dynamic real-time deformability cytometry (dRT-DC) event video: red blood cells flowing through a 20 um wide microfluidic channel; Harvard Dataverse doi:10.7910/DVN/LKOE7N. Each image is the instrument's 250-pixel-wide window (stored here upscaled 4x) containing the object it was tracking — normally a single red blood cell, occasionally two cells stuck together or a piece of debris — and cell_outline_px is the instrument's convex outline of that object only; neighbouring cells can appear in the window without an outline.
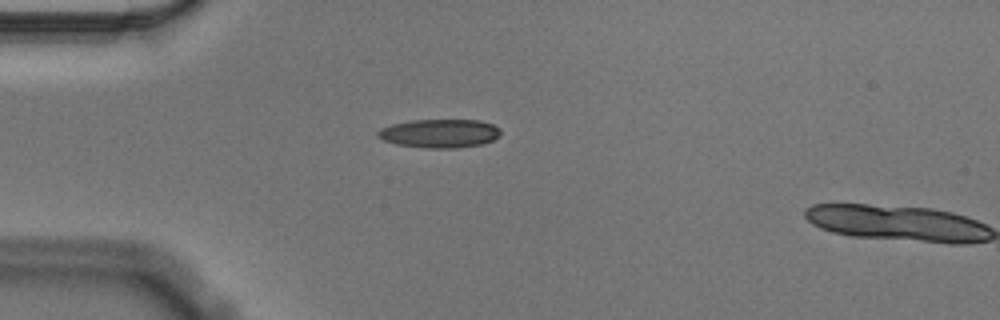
{"species": "Egyptian fruit bat (a non-hibernating species)", "species_latin": "Rousettus aegyptiacus", "temperature_condition": "cold", "stored_images_in_passage": 2, "camera_frame_rate_fps": 3000, "um_per_image_px": 0.085, "animal": {"sex": "male"}, "frame": {"image": 1, "passage_image": 1, "time_ms": 0.0, "image_size_px": [1000, 320], "cell_outline_px": [[500, 136], [484, 144], [456, 148], [424, 148], [396, 144], [384, 140], [376, 136], [376, 132], [380, 128], [392, 124], [412, 120], [480, 120], [492, 124], [500, 128]], "centroid_in_image_um": [37.37, 11.34], "position_along_channel_um": 47.6, "area_um2": 20.63}}